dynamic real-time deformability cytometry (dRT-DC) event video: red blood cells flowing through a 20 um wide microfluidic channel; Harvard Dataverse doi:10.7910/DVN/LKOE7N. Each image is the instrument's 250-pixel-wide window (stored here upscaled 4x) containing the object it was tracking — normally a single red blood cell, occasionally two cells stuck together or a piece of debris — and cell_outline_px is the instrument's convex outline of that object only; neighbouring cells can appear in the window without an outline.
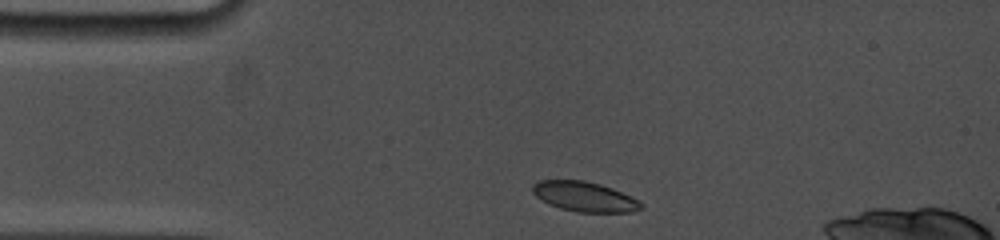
{"species": "common noctule bat (a hibernating species)", "species_latin": "Nyctalus noctula", "temperature_condition": "cold", "stored_images_in_passage": 14, "camera_frame_rate_fps": 5000, "um_per_image_px": 0.085, "animal": {"sex": "female", "body_mass_g": 19.0, "forearm_length_mm": 53.3}, "frame": {"image": 1, "passage_image": 1, "time_ms": 0.0, "image_size_px": [1000, 240], "cell_outline_px": [[644, 208], [632, 212], [576, 212], [560, 208], [548, 204], [536, 196], [532, 192], [532, 184], [540, 180], [584, 180], [600, 184], [612, 188], [640, 200], [644, 204]], "centroid_in_image_um": [49.7, 16.72], "position_along_channel_um": 35.3, "area_um2": 19.07}}
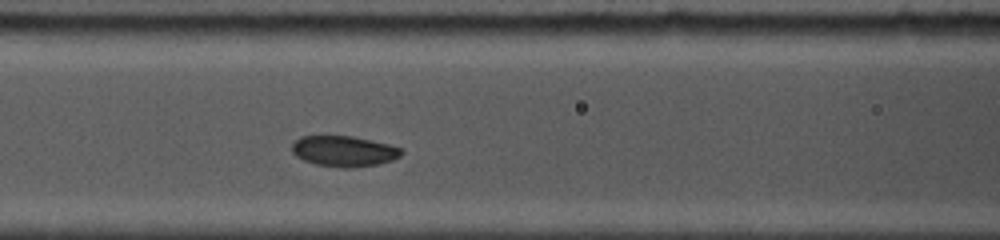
{"frame": {"image": 2, "passage_image": 10, "time_ms": 3.6, "image_size_px": [1000, 240], "cell_outline_px": [[404, 152], [400, 156], [392, 160], [376, 164], [352, 168], [344, 168], [316, 164], [304, 160], [296, 156], [292, 152], [292, 144], [300, 136], [352, 136], [388, 144], [404, 148]], "centroid_in_image_um": [29.25, 12.85], "position_along_channel_um": 137.4, "area_um2": 19.54}}
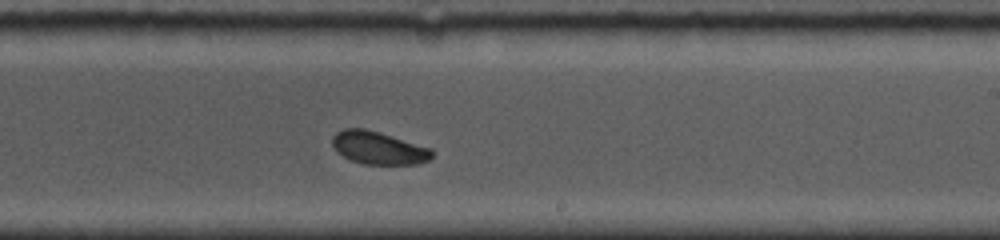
{"frame": {"image": 3, "passage_image": 14, "time_ms": 6.8, "image_size_px": [1000, 240], "cell_outline_px": [[432, 156], [428, 160], [416, 164], [364, 164], [348, 160], [336, 152], [332, 148], [332, 136], [336, 132], [344, 128], [364, 128], [432, 148]], "centroid_in_image_um": [32.11, 12.57], "position_along_channel_um": 256.9, "area_um2": 19.13}}